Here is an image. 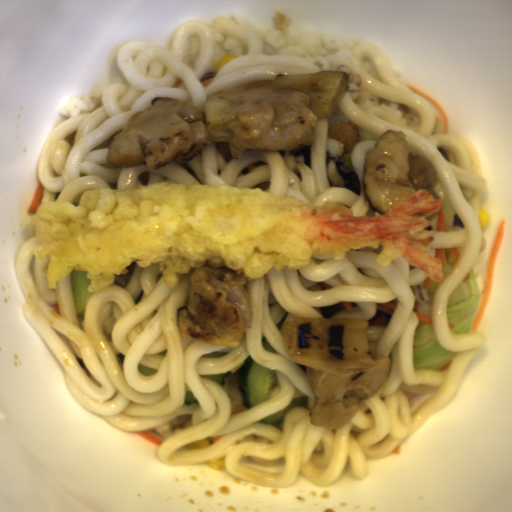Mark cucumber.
<instances>
[{
  "mask_svg": "<svg viewBox=\"0 0 512 512\" xmlns=\"http://www.w3.org/2000/svg\"><path fill=\"white\" fill-rule=\"evenodd\" d=\"M309 398L300 397L293 399L289 406L268 415L262 419H260L262 425H280L284 422L287 413L292 410L294 407H307L308 408Z\"/></svg>",
  "mask_w": 512,
  "mask_h": 512,
  "instance_id": "obj_2",
  "label": "cucumber"
},
{
  "mask_svg": "<svg viewBox=\"0 0 512 512\" xmlns=\"http://www.w3.org/2000/svg\"><path fill=\"white\" fill-rule=\"evenodd\" d=\"M237 376L246 408L275 397L278 391L279 370L268 368L249 356L242 362Z\"/></svg>",
  "mask_w": 512,
  "mask_h": 512,
  "instance_id": "obj_1",
  "label": "cucumber"
}]
</instances>
